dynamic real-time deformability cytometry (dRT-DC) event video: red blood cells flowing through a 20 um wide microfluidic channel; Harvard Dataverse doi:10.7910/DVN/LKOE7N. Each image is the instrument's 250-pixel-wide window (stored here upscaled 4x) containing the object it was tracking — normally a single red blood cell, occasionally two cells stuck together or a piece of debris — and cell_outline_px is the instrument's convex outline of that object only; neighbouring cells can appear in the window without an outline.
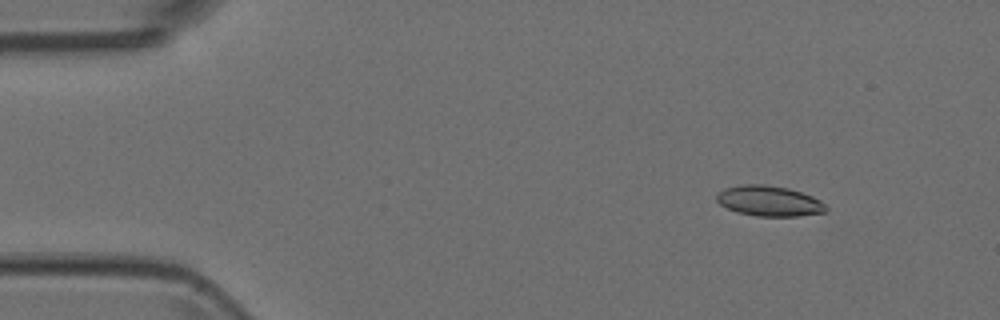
{"species": "Egyptian fruit bat (a non-hibernating species)", "species_latin": "Rousettus aegyptiacus", "temperature_condition": "room temperature", "stored_images_in_passage": 4, "camera_frame_rate_fps": 3000, "um_per_image_px": 0.085, "animal": {"sex": "female"}, "frame": {"image": 1, "passage_image": 1, "time_ms": 0.0, "image_size_px": [1000, 320], "cell_outline_px": [[828, 212], [800, 216], [756, 216], [736, 212], [720, 204], [716, 200], [716, 192], [724, 188], [740, 184], [764, 184], [788, 188], [812, 196], [820, 200], [828, 208]], "centroid_in_image_um": [65.36, 17.08], "position_along_channel_um": 19.6, "area_um2": 19.59}}